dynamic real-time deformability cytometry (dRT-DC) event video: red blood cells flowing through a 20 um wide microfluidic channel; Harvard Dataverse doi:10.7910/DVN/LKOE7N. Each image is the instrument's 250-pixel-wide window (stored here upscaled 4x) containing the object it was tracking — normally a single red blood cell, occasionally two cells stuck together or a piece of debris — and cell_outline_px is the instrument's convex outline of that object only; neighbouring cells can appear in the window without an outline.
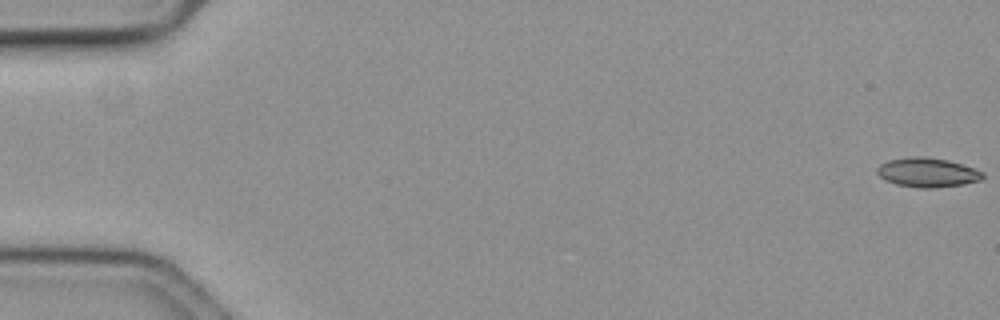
{"species": "common noctule bat (a hibernating species)", "species_latin": "Nyctalus noctula", "temperature_condition": "cold", "stored_images_in_passage": 59, "camera_frame_rate_fps": 3000, "um_per_image_px": 0.085, "animal": {"sex": "female", "body_mass_g": 19.3, "forearm_length_mm": 54.1}, "frame": {"image": 1, "passage_image": 1, "time_ms": 0.0, "image_size_px": [1000, 320], "cell_outline_px": [[984, 176], [980, 180], [960, 184], [932, 188], [924, 188], [896, 184], [880, 176], [876, 172], [876, 168], [880, 164], [888, 160], [912, 156], [924, 156], [948, 160], [984, 172]], "centroid_in_image_um": [78.8, 14.64], "position_along_channel_um": 6.2, "area_um2": 17.74}}
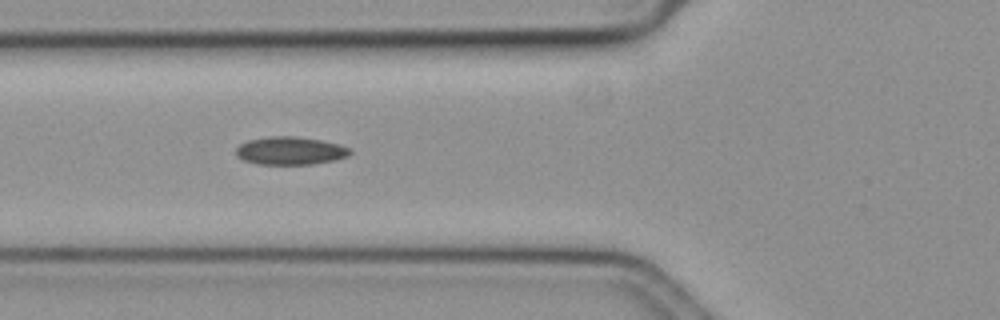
{"frame": {"image": 2, "passage_image": 23, "time_ms": 7.333, "image_size_px": [1000, 320], "cell_outline_px": [[352, 152], [348, 156], [336, 160], [312, 164], [256, 164], [244, 160], [236, 156], [236, 148], [240, 144], [248, 140], [268, 136], [296, 136], [320, 140], [340, 144], [352, 148]], "centroid_in_image_um": [24.69, 12.81], "position_along_channel_um": 101.1, "area_um2": 18.79}}
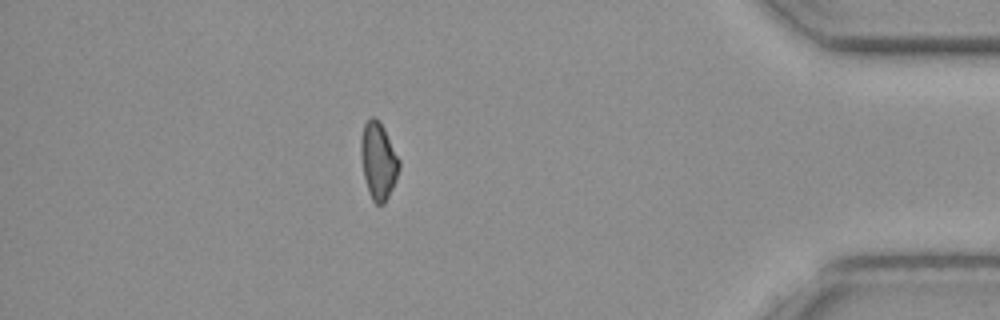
{"frame": {"image": 3, "passage_image": 52, "time_ms": 17.0, "image_size_px": [1000, 320], "cell_outline_px": [[400, 168], [396, 180], [384, 204], [376, 204], [372, 200], [368, 192], [364, 176], [360, 156], [360, 140], [364, 124], [372, 116], [384, 128], [400, 160]], "centroid_in_image_um": [32.15, 13.69], "position_along_channel_um": 403.0, "area_um2": 17.11}}